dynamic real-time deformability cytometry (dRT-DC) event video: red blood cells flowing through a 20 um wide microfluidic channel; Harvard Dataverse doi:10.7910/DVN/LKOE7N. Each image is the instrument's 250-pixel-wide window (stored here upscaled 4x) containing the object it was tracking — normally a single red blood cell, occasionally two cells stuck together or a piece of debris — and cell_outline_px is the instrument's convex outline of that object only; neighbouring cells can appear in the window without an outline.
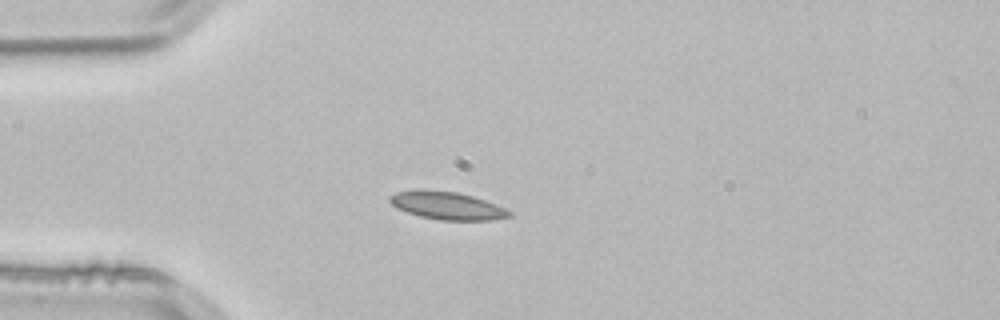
{"species": "common noctule bat (a hibernating species)", "species_latin": "Nyctalus noctula", "temperature_condition": "room temperature", "stored_images_in_passage": 40, "camera_frame_rate_fps": 3000, "um_per_image_px": 0.085, "animal": {"sex": "male", "body_mass_g": 21.5, "forearm_length_mm": 52.0}, "frame": {"image": 1, "passage_image": 1, "time_ms": 0.0, "image_size_px": [1000, 320], "cell_outline_px": [[512, 216], [492, 220], [440, 220], [420, 216], [396, 208], [388, 200], [388, 196], [396, 192], [420, 188], [456, 192], [472, 196], [484, 200], [504, 208], [512, 212]], "centroid_in_image_um": [37.95, 17.46], "position_along_channel_um": 47.0, "area_um2": 19.42}}
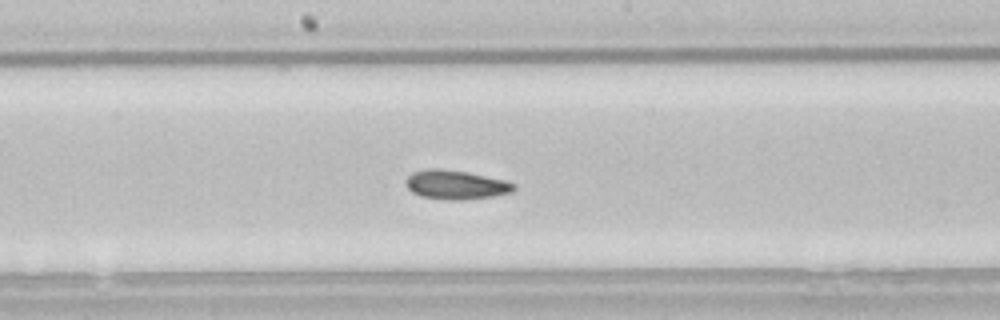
{"frame": {"image": 2, "passage_image": 15, "time_ms": 4.667, "image_size_px": [1000, 320], "cell_outline_px": [[516, 188], [512, 192], [492, 196], [464, 200], [452, 200], [420, 196], [412, 192], [408, 188], [408, 176], [412, 172], [428, 168], [440, 168], [468, 172], [504, 180], [516, 184]], "centroid_in_image_um": [38.77, 15.7], "position_along_channel_um": 209.4, "area_um2": 18.21}}
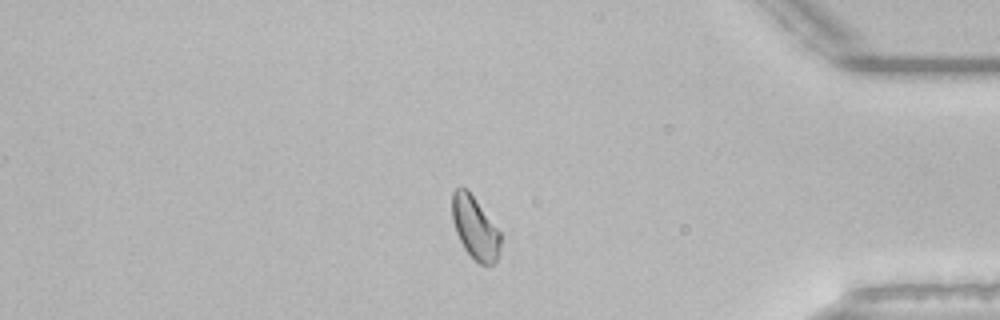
{"frame": {"image": 3, "passage_image": 32, "time_ms": 10.333, "image_size_px": [1000, 320], "cell_outline_px": [[500, 252], [496, 260], [492, 264], [480, 264], [464, 248], [456, 232], [452, 220], [452, 192], [456, 188], [468, 188], [500, 232]], "centroid_in_image_um": [40.37, 19.33], "position_along_channel_um": 394.8, "area_um2": 17.51}, "authors_computed_cell_mechanics": {"area_um2": 17.918, "velocity_mm_per_s": 3.817, "shape_relaxation_time_tau1_ms": 5.5107, "shape_relaxation_time_tau2_ms": 3.6053, "deformation_change_tau1": 0.1018, "deformation_change_tau2": 0.0531}}